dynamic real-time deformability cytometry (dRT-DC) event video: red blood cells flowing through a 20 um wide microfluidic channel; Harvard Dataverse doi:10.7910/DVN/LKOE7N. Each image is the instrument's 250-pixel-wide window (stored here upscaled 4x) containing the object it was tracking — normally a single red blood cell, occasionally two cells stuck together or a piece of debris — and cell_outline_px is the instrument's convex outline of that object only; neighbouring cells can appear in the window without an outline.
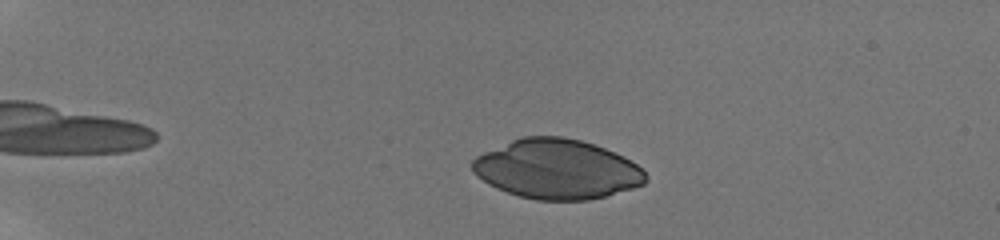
{"species": "human", "species_latin": "Homo sapiens", "temperature_condition": "room temperature", "stored_images_in_passage": 49, "camera_frame_rate_fps": 3000, "um_per_image_px": 0.085, "donor": {"sex": "male"}, "frame": {"image": 1, "passage_image": 7, "time_ms": 2.0, "image_size_px": [1000, 240], "cell_outline_px": [[648, 180], [644, 184], [632, 188], [604, 196], [588, 200], [536, 200], [520, 196], [496, 188], [488, 184], [476, 176], [472, 172], [472, 160], [476, 156], [484, 152], [512, 140], [524, 136], [564, 136], [580, 140], [604, 148], [624, 156], [636, 164], [648, 176]], "centroid_in_image_um": [47.32, 14.38], "position_along_channel_um": 37.7, "area_um2": 60.05}}